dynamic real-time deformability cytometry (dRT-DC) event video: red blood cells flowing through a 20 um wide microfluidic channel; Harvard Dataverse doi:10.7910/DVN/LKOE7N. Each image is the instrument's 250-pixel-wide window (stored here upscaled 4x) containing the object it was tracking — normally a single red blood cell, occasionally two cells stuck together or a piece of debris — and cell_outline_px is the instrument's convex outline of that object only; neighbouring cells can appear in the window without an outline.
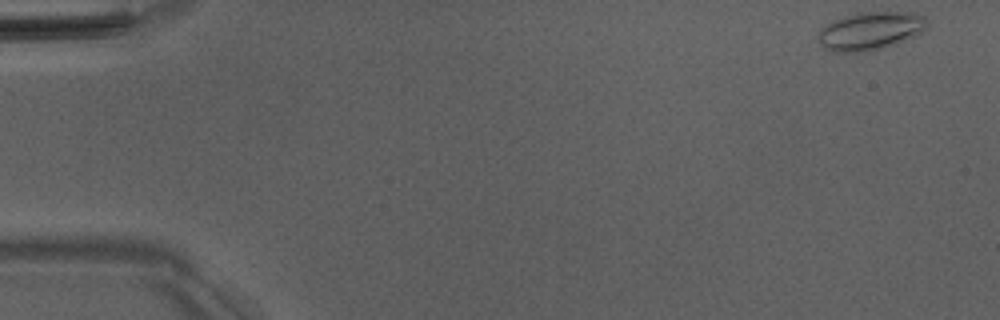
{"species": "Egyptian fruit bat (a non-hibernating species)", "species_latin": "Rousettus aegyptiacus", "temperature_condition": "room temperature", "stored_images_in_passage": 50, "camera_frame_rate_fps": 3000, "um_per_image_px": 0.085, "animal": {"sex": "male"}, "frame": {"image": 1, "passage_image": 1, "time_ms": 0.0, "image_size_px": [1000, 320], "cell_outline_px": [[928, 24], [916, 36], [896, 44], [880, 48], [860, 52], [832, 52], [824, 48], [820, 44], [816, 36], [820, 28], [832, 20], [860, 12], [920, 12], [928, 20]], "centroid_in_image_um": [73.97, 2.62], "position_along_channel_um": 11.0, "area_um2": 24.45}}
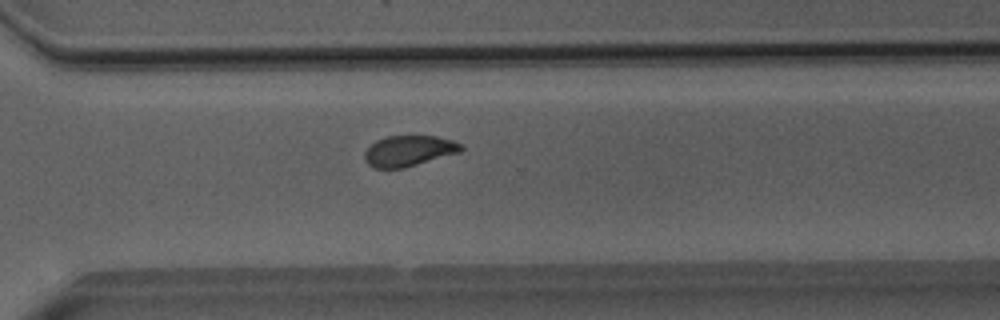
{"frame": {"image": 2, "passage_image": 36, "time_ms": 11.667, "image_size_px": [1000, 320], "cell_outline_px": [[464, 148], [460, 152], [404, 168], [372, 168], [364, 160], [364, 152], [376, 140], [388, 136], [436, 136], [452, 140], [464, 144]], "centroid_in_image_um": [34.76, 12.82], "position_along_channel_um": 335.8, "area_um2": 17.34}}
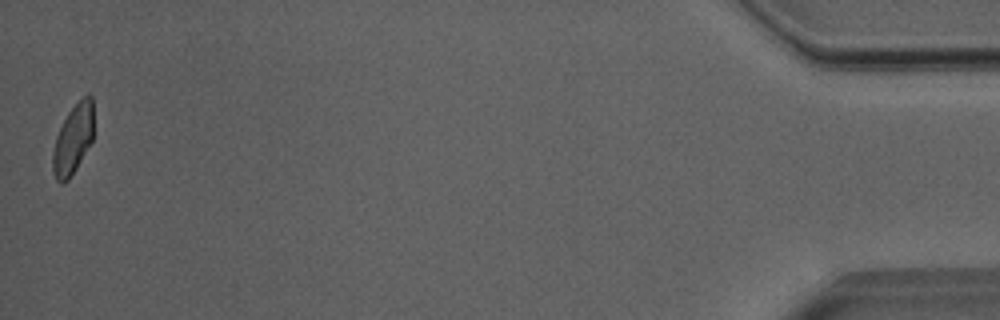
{"frame": {"image": 3, "passage_image": 50, "time_ms": 16.333, "image_size_px": [1000, 320], "cell_outline_px": [[92, 140], [76, 168], [68, 180], [64, 184], [60, 184], [56, 180], [52, 172], [52, 156], [56, 136], [68, 112], [88, 92], [92, 96]], "centroid_in_image_um": [6.18, 11.87], "position_along_channel_um": 429.0, "area_um2": 16.36}, "authors_computed_cell_mechanics": {"area_um2": 18.1492, "velocity_mm_per_s": 3.9973, "shape_relaxation_time_tau1_ms": 5.7174, "shape_relaxation_time_tau2_ms": 1.7415, "deformation_change_tau1": 0.1649, "deformation_change_tau2": 0.0769}}